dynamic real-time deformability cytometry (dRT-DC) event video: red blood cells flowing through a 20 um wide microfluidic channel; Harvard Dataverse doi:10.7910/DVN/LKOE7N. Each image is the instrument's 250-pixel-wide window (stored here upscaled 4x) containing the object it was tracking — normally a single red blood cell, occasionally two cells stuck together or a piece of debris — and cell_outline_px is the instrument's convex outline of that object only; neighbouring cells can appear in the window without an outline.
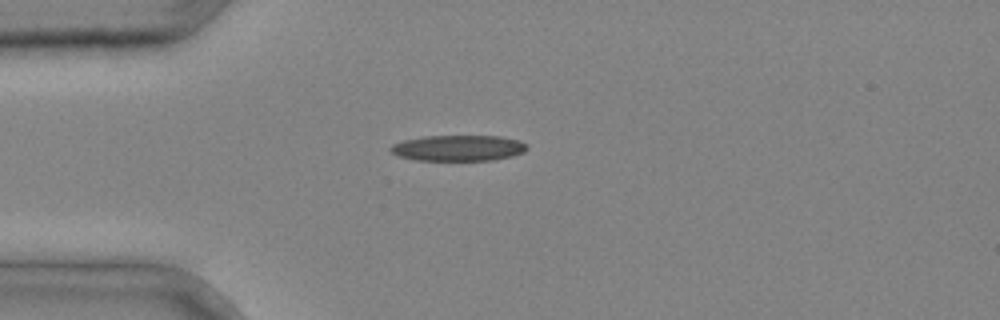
{"species": "common noctule bat (a hibernating species)", "species_latin": "Nyctalus noctula", "temperature_condition": "cold", "stored_images_in_passage": 1, "camera_frame_rate_fps": 3000, "um_per_image_px": 0.085, "animal": {"sex": "male", "body_mass_g": 20.4}, "frame": {"image": 1, "passage_image": 1, "time_ms": 0.0, "image_size_px": [1000, 320], "cell_outline_px": [[528, 148], [524, 152], [512, 156], [492, 160], [416, 160], [400, 156], [392, 152], [388, 148], [392, 144], [404, 140], [424, 136], [500, 136], [520, 140], [528, 144]], "centroid_in_image_um": [38.99, 12.57], "position_along_channel_um": 46.0, "area_um2": 20.58}}